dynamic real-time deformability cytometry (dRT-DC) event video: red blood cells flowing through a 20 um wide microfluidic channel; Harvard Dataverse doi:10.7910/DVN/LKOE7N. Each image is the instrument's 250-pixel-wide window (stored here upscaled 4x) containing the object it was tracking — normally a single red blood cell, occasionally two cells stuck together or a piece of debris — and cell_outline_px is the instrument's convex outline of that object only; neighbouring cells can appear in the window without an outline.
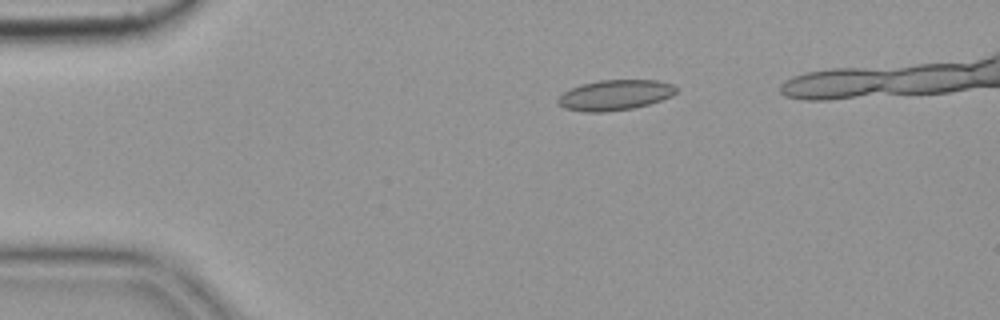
{"species": "common noctule bat (a hibernating species)", "species_latin": "Nyctalus noctula", "temperature_condition": "cold", "stored_images_in_passage": 5, "camera_frame_rate_fps": 3000, "um_per_image_px": 0.085, "animal": {"sex": "female", "body_mass_g": 19.9}, "frame": {"image": 1, "passage_image": 3, "time_ms": 0.667, "image_size_px": [1000, 320], "cell_outline_px": [[676, 92], [672, 96], [648, 104], [632, 108], [604, 112], [584, 112], [564, 108], [556, 104], [556, 100], [564, 92], [580, 84], [600, 80], [656, 80], [672, 84], [676, 88]], "centroid_in_image_um": [52.23, 8.08], "position_along_channel_um": 32.8, "area_um2": 20.87}}